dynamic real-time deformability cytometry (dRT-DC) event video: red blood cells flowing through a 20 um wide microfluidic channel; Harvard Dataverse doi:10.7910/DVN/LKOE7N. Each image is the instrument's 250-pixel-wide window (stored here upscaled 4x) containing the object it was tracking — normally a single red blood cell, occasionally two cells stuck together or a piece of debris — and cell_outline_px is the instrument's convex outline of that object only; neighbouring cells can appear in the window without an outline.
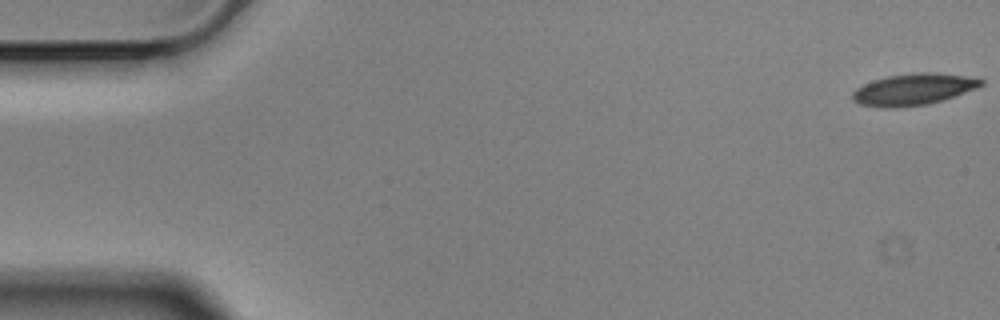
{"species": "Egyptian fruit bat (a non-hibernating species)", "species_latin": "Rousettus aegyptiacus", "temperature_condition": "cold", "stored_images_in_passage": 5, "camera_frame_rate_fps": 3000, "um_per_image_px": 0.085, "animal": {"sex": "male"}, "frame": {"image": 1, "passage_image": 1, "time_ms": 0.0, "image_size_px": [1000, 320], "cell_outline_px": [[984, 84], [976, 88], [944, 100], [928, 104], [900, 108], [884, 108], [860, 104], [852, 100], [852, 92], [856, 88], [872, 80], [888, 76], [920, 72], [936, 72], [964, 76], [984, 80]], "centroid_in_image_um": [77.62, 7.61], "position_along_channel_um": 7.4, "area_um2": 23.7}}
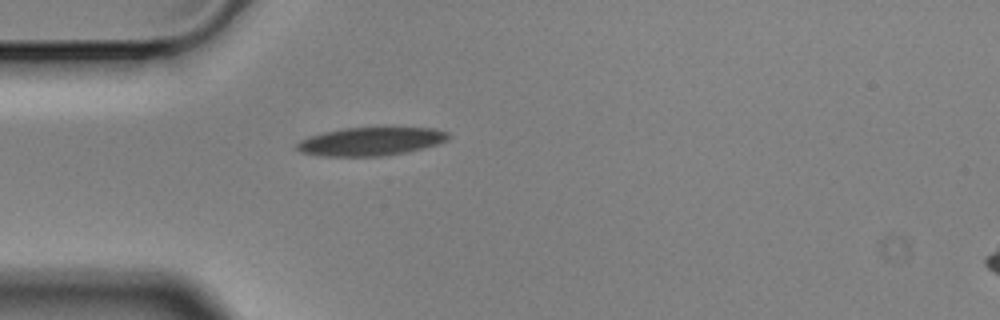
{"frame": {"image": 2, "passage_image": 5, "time_ms": 1.333, "image_size_px": [1000, 320], "cell_outline_px": [[452, 136], [448, 140], [424, 148], [408, 152], [380, 156], [320, 156], [300, 152], [296, 148], [296, 144], [300, 140], [308, 136], [324, 132], [344, 128], [432, 128], [448, 132]], "centroid_in_image_um": [31.51, 12.03], "position_along_channel_um": 53.5, "area_um2": 25.03}}